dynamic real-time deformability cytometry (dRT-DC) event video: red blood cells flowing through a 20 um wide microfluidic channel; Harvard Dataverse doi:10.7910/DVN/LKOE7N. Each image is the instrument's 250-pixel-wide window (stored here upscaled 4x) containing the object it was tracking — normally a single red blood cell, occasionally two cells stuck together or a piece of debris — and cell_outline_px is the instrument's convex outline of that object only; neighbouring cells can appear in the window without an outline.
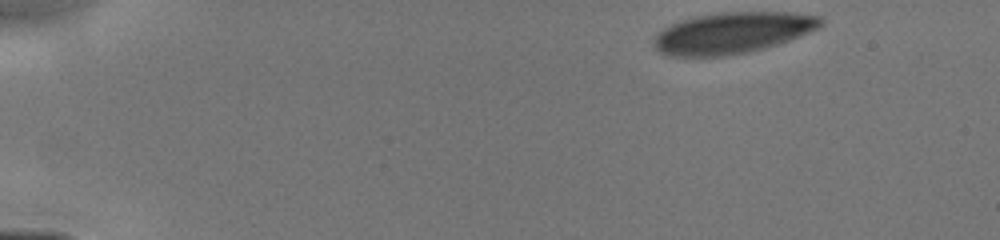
{"species": "human", "species_latin": "Homo sapiens", "temperature_condition": "cold", "stored_images_in_passage": 10, "camera_frame_rate_fps": 3000, "um_per_image_px": 0.085, "donor": {"sex": "male"}, "frame": {"image": 1, "passage_image": 1, "time_ms": 0.0, "image_size_px": [1000, 240], "cell_outline_px": [[824, 24], [800, 36], [764, 48], [748, 52], [724, 56], [668, 56], [660, 52], [652, 44], [656, 32], [668, 24], [680, 20], [696, 16], [720, 12], [792, 12], [820, 16]], "centroid_in_image_um": [62.2, 2.78], "position_along_channel_um": 22.8, "area_um2": 40.23}}